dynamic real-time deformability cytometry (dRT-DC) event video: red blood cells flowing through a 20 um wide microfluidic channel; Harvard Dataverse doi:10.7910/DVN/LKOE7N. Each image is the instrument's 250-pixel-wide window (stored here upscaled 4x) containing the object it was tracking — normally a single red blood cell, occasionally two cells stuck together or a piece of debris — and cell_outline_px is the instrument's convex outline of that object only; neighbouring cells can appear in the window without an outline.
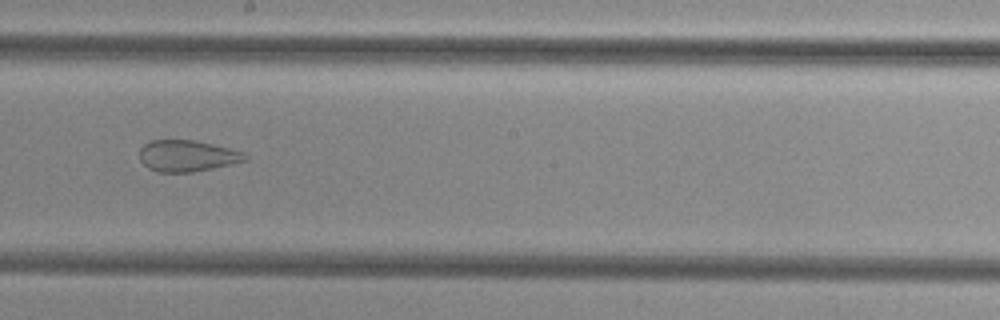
{"species": "common noctule bat (a hibernating species)", "species_latin": "Nyctalus noctula", "temperature_condition": "cold", "stored_images_in_passage": 40, "camera_frame_rate_fps": 3000, "um_per_image_px": 0.085, "animal": {"sex": "female", "body_mass_g": 29.2, "forearm_length_mm": 56.3}, "frame": {"image": 1, "passage_image": 18, "time_ms": 5.667, "image_size_px": [1000, 320], "cell_outline_px": [[248, 160], [232, 164], [192, 172], [156, 172], [148, 168], [140, 160], [140, 148], [144, 144], [152, 140], [196, 140], [244, 152], [248, 156]], "centroid_in_image_um": [15.91, 13.25], "position_along_channel_um": 232.3, "area_um2": 19.31}}
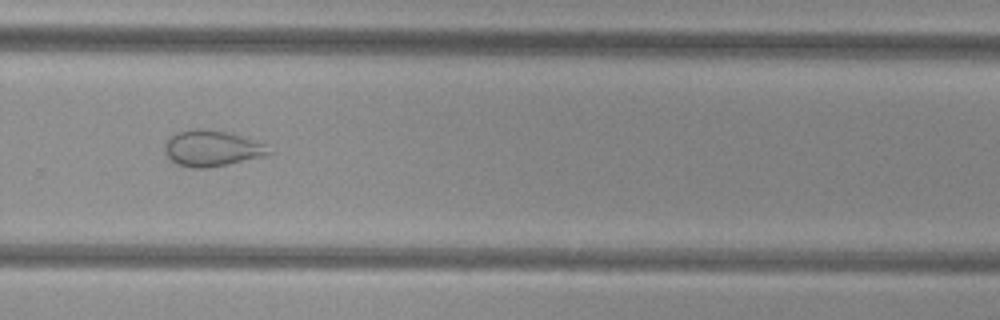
{"frame": {"image": 2, "passage_image": 24, "time_ms": 7.667, "image_size_px": [1000, 320], "cell_outline_px": [[276, 152], [264, 156], [228, 164], [208, 168], [192, 168], [176, 164], [168, 156], [164, 148], [164, 144], [172, 136], [180, 132], [196, 128], [200, 128], [228, 132], [268, 144]], "centroid_in_image_um": [18.09, 12.62], "position_along_channel_um": 311.7, "area_um2": 21.91}}
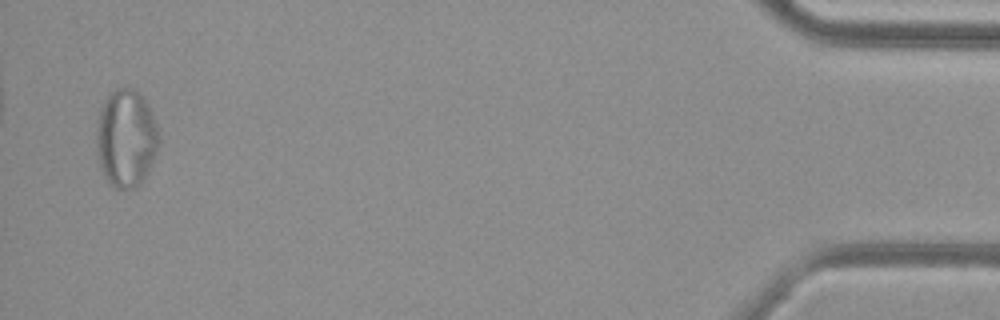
{"frame": {"image": 3, "passage_image": 39, "time_ms": 12.667, "image_size_px": [1000, 320], "cell_outline_px": [[160, 140], [156, 152], [140, 184], [136, 188], [112, 188], [104, 176], [100, 168], [96, 148], [96, 120], [100, 108], [104, 100], [112, 92], [120, 88], [132, 88], [144, 100], [152, 116], [160, 136]], "centroid_in_image_um": [10.67, 11.78], "position_along_channel_um": 424.5, "area_um2": 35.32}}